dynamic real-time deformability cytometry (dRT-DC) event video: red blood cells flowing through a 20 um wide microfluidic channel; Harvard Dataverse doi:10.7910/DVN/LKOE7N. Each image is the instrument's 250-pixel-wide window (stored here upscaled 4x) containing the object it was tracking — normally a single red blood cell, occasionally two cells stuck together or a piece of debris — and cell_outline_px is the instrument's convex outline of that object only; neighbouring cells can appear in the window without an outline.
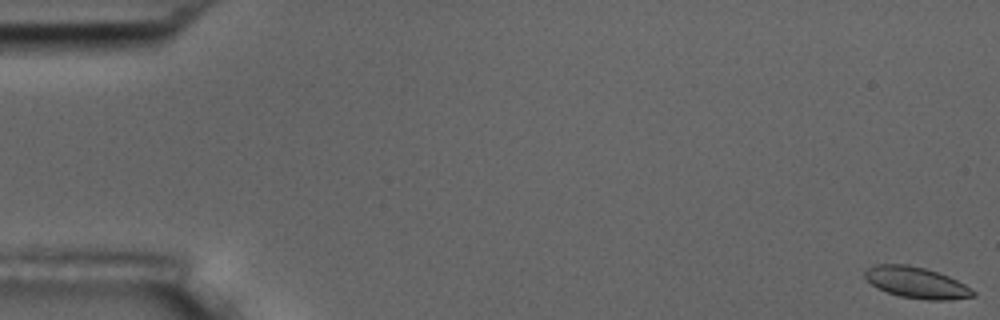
{"species": "common noctule bat (a hibernating species)", "species_latin": "Nyctalus noctula", "temperature_condition": "room temperature", "stored_images_in_passage": 7, "camera_frame_rate_fps": 3000, "um_per_image_px": 0.085, "animal": {"sex": "male", "body_mass_g": 17.5, "forearm_length_mm": 52.3}, "frame": {"image": 1, "passage_image": 1, "time_ms": 0.0, "image_size_px": [1000, 320], "cell_outline_px": [[976, 296], [948, 300], [928, 300], [900, 296], [876, 288], [864, 276], [864, 272], [868, 268], [876, 264], [908, 264], [924, 268], [948, 276], [972, 288], [976, 292]], "centroid_in_image_um": [77.91, 24.02], "position_along_channel_um": 7.1, "area_um2": 19.59}}
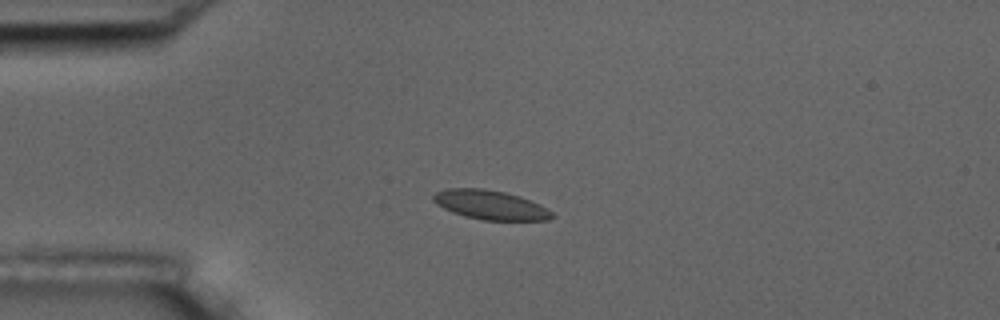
{"frame": {"image": 2, "passage_image": 5, "time_ms": 1.333, "image_size_px": [1000, 320], "cell_outline_px": [[552, 216], [548, 220], [480, 220], [464, 216], [452, 212], [436, 204], [432, 200], [432, 196], [436, 192], [448, 188], [484, 188], [504, 192], [520, 196], [540, 204], [552, 212]], "centroid_in_image_um": [41.65, 17.41], "position_along_channel_um": 43.4, "area_um2": 20.23}}